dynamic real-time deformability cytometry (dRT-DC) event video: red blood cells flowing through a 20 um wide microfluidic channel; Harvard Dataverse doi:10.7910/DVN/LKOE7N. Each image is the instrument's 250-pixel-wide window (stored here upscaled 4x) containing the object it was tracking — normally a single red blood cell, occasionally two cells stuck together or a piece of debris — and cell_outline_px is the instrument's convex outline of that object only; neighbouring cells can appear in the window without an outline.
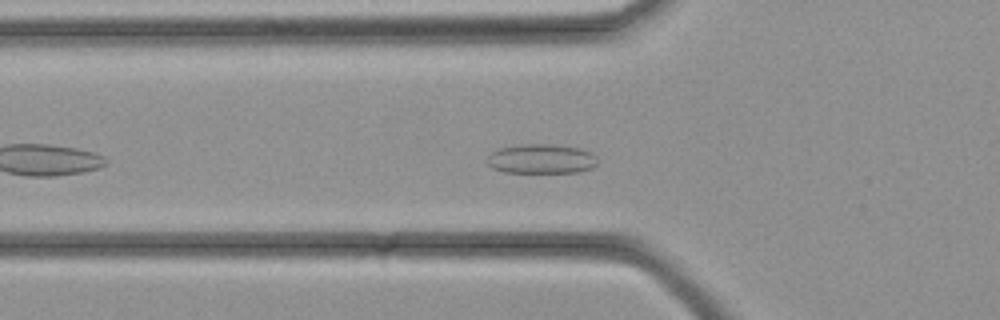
{"species": "common noctule bat (a hibernating species)", "species_latin": "Nyctalus noctula", "temperature_condition": "cold", "stored_images_in_passage": 29, "camera_frame_rate_fps": 3000, "um_per_image_px": 0.085, "animal": {"sex": "female", "body_mass_g": 21.9}, "frame": {"image": 1, "passage_image": 5, "time_ms": 1.333, "image_size_px": [1000, 320], "cell_outline_px": [[596, 164], [592, 168], [580, 172], [504, 172], [492, 168], [488, 164], [488, 156], [496, 148], [520, 144], [552, 144], [580, 148], [592, 152], [596, 156]], "centroid_in_image_um": [46.01, 13.49], "position_along_channel_um": 79.8, "area_um2": 19.13}}
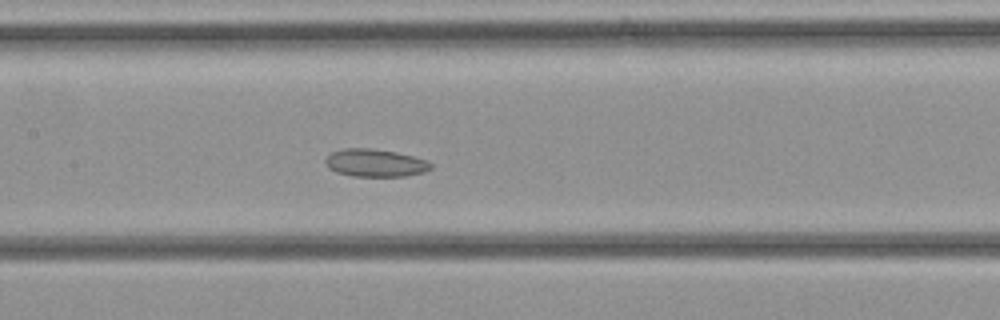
{"frame": {"image": 2, "passage_image": 10, "time_ms": 3.0, "image_size_px": [1000, 320], "cell_outline_px": [[432, 168], [424, 172], [404, 176], [352, 176], [336, 172], [328, 168], [324, 160], [332, 152], [344, 148], [372, 148], [396, 152], [428, 160], [432, 164]], "centroid_in_image_um": [31.89, 13.84], "position_along_channel_um": 175.5, "area_um2": 17.05}}
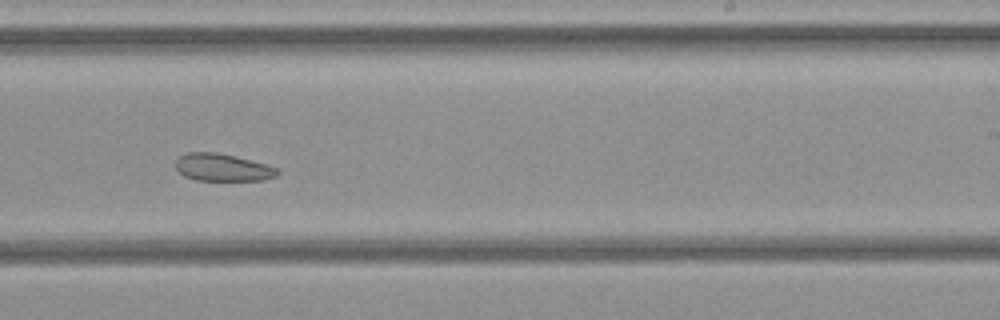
{"frame": {"image": 3, "passage_image": 15, "time_ms": 4.667, "image_size_px": [1000, 320], "cell_outline_px": [[280, 172], [276, 176], [264, 180], [196, 180], [184, 176], [176, 168], [176, 160], [184, 152], [216, 152], [236, 156], [280, 168]], "centroid_in_image_um": [18.94, 14.23], "position_along_channel_um": 270.1, "area_um2": 16.36}}